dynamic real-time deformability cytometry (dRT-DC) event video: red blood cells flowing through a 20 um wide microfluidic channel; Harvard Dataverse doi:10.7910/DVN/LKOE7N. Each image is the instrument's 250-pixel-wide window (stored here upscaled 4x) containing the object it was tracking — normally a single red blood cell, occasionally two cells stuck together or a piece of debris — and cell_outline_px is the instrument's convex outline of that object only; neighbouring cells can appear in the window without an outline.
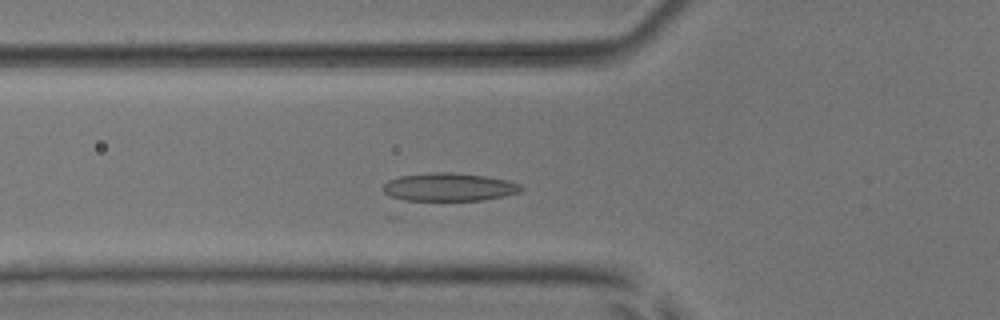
{"species": "common noctule bat (a hibernating species)", "species_latin": "Nyctalus noctula", "temperature_condition": "room temperature", "stored_images_in_passage": 29, "camera_frame_rate_fps": 3000, "um_per_image_px": 0.085, "animal": {"sex": "male", "body_mass_g": 17.9, "forearm_length_mm": 54.2}, "frame": {"image": 1, "passage_image": 11, "time_ms": 3.333, "image_size_px": [1000, 320], "cell_outline_px": [[524, 188], [520, 192], [504, 196], [480, 200], [408, 204], [388, 196], [380, 188], [388, 180], [400, 176], [432, 172], [452, 172], [484, 176], [508, 180], [520, 184]], "centroid_in_image_um": [38.04, 15.96], "position_along_channel_um": 87.8, "area_um2": 23.93}}
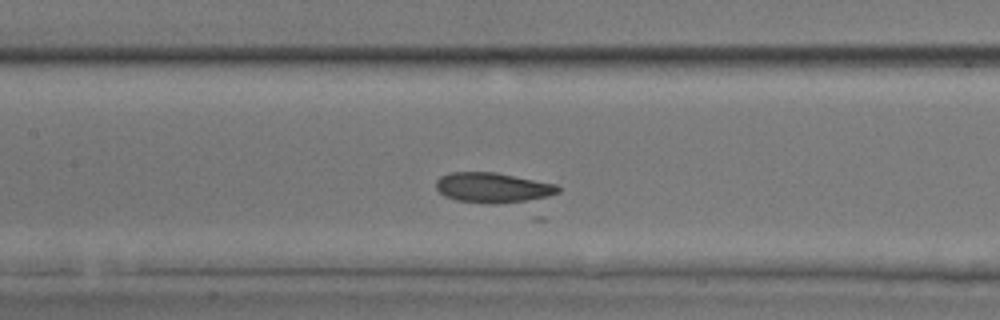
{"frame": {"image": 2, "passage_image": 17, "time_ms": 5.333, "image_size_px": [1000, 320], "cell_outline_px": [[560, 192], [540, 200], [496, 204], [488, 204], [456, 200], [444, 196], [436, 188], [436, 180], [440, 176], [448, 172], [496, 172], [556, 184], [560, 188]], "centroid_in_image_um": [41.92, 15.96], "position_along_channel_um": 165.5, "area_um2": 21.91}}
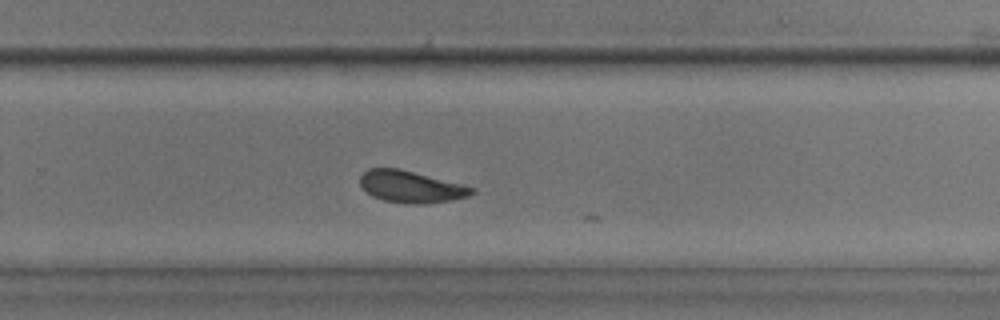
{"frame": {"image": 3, "passage_image": 27, "time_ms": 8.667, "image_size_px": [1000, 320], "cell_outline_px": [[476, 192], [468, 196], [448, 200], [424, 204], [412, 204], [384, 200], [372, 196], [360, 184], [360, 176], [368, 168], [400, 168], [476, 188]], "centroid_in_image_um": [34.93, 15.86], "position_along_channel_um": 294.9, "area_um2": 20.52}}